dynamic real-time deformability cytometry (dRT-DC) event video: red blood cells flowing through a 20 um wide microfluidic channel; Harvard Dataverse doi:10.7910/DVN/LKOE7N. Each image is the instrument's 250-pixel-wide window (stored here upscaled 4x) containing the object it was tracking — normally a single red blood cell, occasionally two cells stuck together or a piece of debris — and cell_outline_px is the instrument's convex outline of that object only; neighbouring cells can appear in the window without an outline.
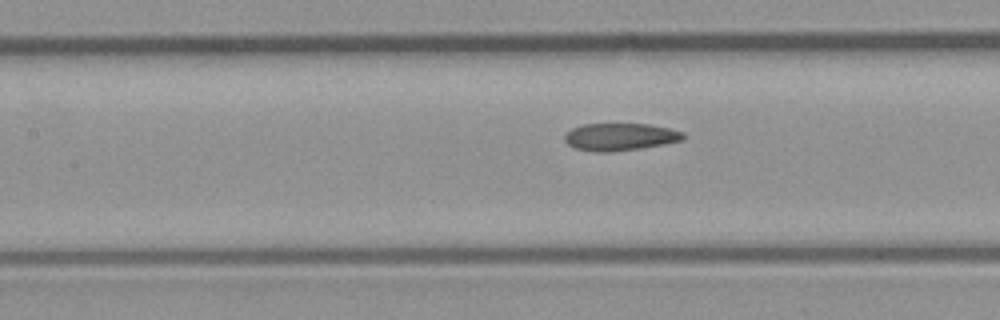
{"species": "common noctule bat (a hibernating species)", "species_latin": "Nyctalus noctula", "temperature_condition": "room temperature", "stored_images_in_passage": 9, "segment_of_instrument_passage": [2, 2], "camera_frame_rate_fps": 3000, "um_per_image_px": 0.085, "animal": {"sex": "male", "body_mass_g": 23.1, "forearm_length_mm": 52.7}, "frame": {"image": 1, "passage_image": 9, "time_ms": 2.667, "image_size_px": [1000, 320], "cell_outline_px": [[684, 140], [664, 144], [640, 148], [608, 152], [596, 152], [576, 148], [568, 144], [564, 140], [564, 136], [572, 128], [584, 124], [652, 124], [684, 132]], "centroid_in_image_um": [52.72, 11.63], "position_along_channel_um": 154.7, "area_um2": 18.84}}